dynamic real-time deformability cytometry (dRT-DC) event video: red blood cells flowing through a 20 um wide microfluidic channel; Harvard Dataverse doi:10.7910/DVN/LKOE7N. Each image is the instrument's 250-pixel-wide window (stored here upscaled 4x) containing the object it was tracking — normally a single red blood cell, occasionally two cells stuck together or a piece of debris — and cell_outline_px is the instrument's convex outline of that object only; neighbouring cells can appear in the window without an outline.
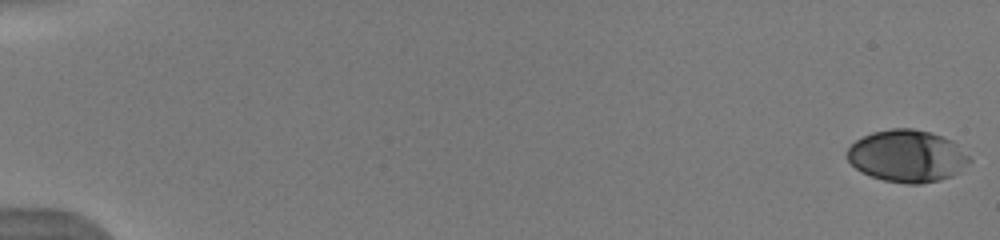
{"species": "human", "species_latin": "Homo sapiens", "temperature_condition": "warm", "stored_images_in_passage": 23, "camera_frame_rate_fps": 3000, "um_per_image_px": 0.085, "donor": {"sex": "male"}, "frame": {"image": 1, "passage_image": 1, "time_ms": 0.0, "image_size_px": [1000, 240], "cell_outline_px": [[972, 160], [960, 172], [952, 176], [940, 180], [920, 184], [908, 184], [884, 180], [860, 172], [848, 160], [848, 148], [856, 140], [872, 132], [892, 128], [912, 128], [928, 132], [952, 140]], "centroid_in_image_um": [77.12, 13.27], "position_along_channel_um": 7.9, "area_um2": 36.99}}
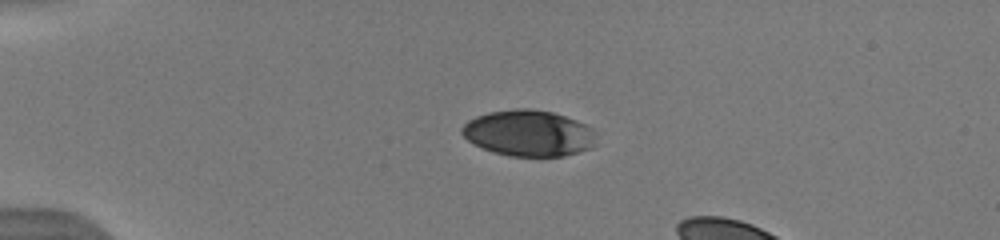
{"frame": {"image": 2, "passage_image": 14, "time_ms": 4.333, "image_size_px": [1000, 240], "cell_outline_px": [[596, 136], [592, 144], [588, 148], [564, 156], [508, 156], [492, 152], [480, 148], [472, 144], [460, 132], [460, 128], [468, 120], [476, 116], [488, 112], [516, 108], [532, 108], [552, 112], [576, 120], [592, 128]], "centroid_in_image_um": [44.86, 11.31], "position_along_channel_um": 40.1, "area_um2": 36.18}}
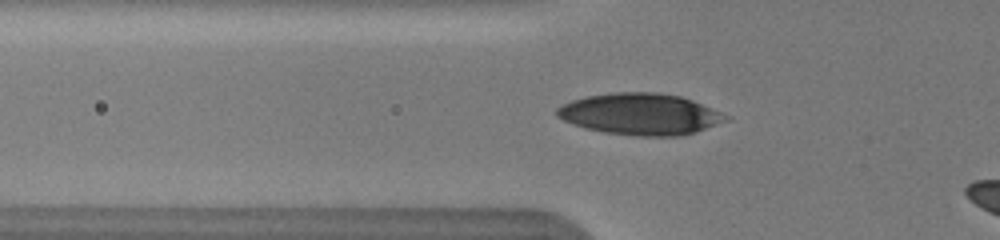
{"frame": {"image": 3, "passage_image": 20, "time_ms": 6.333, "image_size_px": [1000, 240], "cell_outline_px": [[732, 116], [728, 120], [696, 132], [680, 136], [636, 136], [604, 132], [584, 128], [564, 120], [556, 116], [556, 108], [572, 100], [588, 96], [612, 92], [660, 92], [680, 96], [692, 100]], "centroid_in_image_um": [54.45, 9.7], "position_along_channel_um": 71.3, "area_um2": 40.92}}